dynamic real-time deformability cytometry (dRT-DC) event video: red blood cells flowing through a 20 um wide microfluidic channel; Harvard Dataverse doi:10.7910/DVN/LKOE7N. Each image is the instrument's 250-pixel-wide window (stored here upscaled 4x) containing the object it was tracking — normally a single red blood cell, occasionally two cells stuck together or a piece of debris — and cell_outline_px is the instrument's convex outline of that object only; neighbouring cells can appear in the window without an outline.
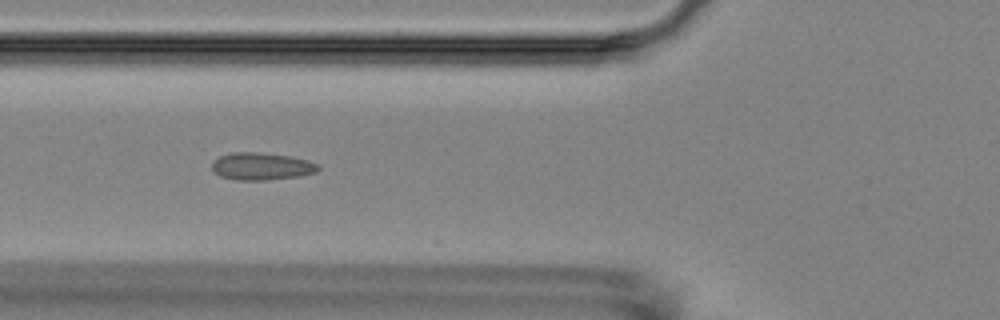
{"species": "Egyptian fruit bat (a non-hibernating species)", "species_latin": "Rousettus aegyptiacus", "temperature_condition": "room temperature", "stored_images_in_passage": 13, "camera_frame_rate_fps": 3000, "um_per_image_px": 0.085, "animal": {"sex": "female"}, "frame": {"image": 1, "passage_image": 6, "time_ms": 5.667, "image_size_px": [1000, 320], "cell_outline_px": [[320, 168], [316, 172], [300, 176], [264, 180], [236, 180], [220, 176], [212, 168], [212, 160], [220, 156], [232, 152], [256, 152], [288, 156], [308, 160], [320, 164]], "centroid_in_image_um": [22.24, 14.13], "position_along_channel_um": 103.6, "area_um2": 16.94}}
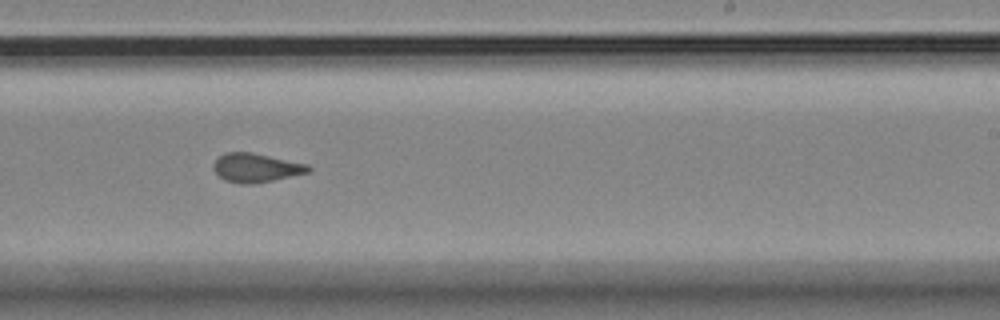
{"frame": {"image": 2, "passage_image": 10, "time_ms": 10.333, "image_size_px": [1000, 320], "cell_outline_px": [[312, 168], [308, 172], [272, 180], [252, 184], [240, 184], [224, 180], [212, 168], [212, 164], [224, 152], [252, 152], [308, 164]], "centroid_in_image_um": [21.73, 14.25], "position_along_channel_um": 267.3, "area_um2": 15.9}}
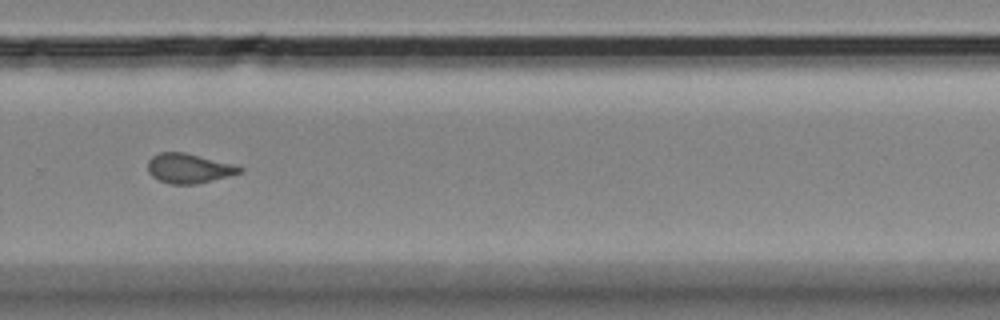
{"frame": {"image": 3, "passage_image": 11, "time_ms": 11.667, "image_size_px": [1000, 320], "cell_outline_px": [[244, 172], [196, 184], [172, 184], [160, 180], [152, 176], [148, 172], [148, 160], [152, 156], [160, 152], [184, 152], [232, 164], [244, 168]], "centroid_in_image_um": [16.04, 14.31], "position_along_channel_um": 313.8, "area_um2": 15.72}, "authors_computed_cell_mechanics": {"area_um2": 16.5886, "velocity_mm_per_s": 3.5009, "shape_relaxation_time_tau1_ms": null, "shape_relaxation_time_tau2_ms": 1.6399, "deformation_change_tau1": null, "deformation_change_tau2": 0.0367}}